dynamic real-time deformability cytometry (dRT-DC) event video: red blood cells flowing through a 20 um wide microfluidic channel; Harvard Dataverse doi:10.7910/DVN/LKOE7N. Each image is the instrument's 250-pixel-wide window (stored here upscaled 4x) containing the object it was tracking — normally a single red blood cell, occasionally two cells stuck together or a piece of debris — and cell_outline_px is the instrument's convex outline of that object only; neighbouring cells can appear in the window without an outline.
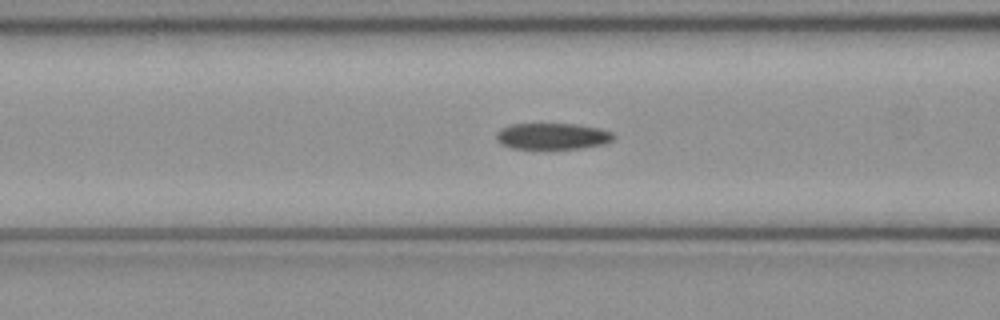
{"species": "common noctule bat (a hibernating species)", "species_latin": "Nyctalus noctula", "temperature_condition": "cold", "stored_images_in_passage": 49, "camera_frame_rate_fps": 3000, "um_per_image_px": 0.085, "animal": {"sex": "female", "body_mass_g": 21.9}, "frame": {"image": 1, "passage_image": 19, "time_ms": 6.0, "image_size_px": [1000, 320], "cell_outline_px": [[616, 136], [612, 140], [604, 144], [580, 148], [512, 148], [500, 144], [496, 140], [496, 132], [500, 128], [512, 124], [576, 124], [600, 128], [612, 132]], "centroid_in_image_um": [46.95, 11.57], "position_along_channel_um": 119.7, "area_um2": 17.98}}
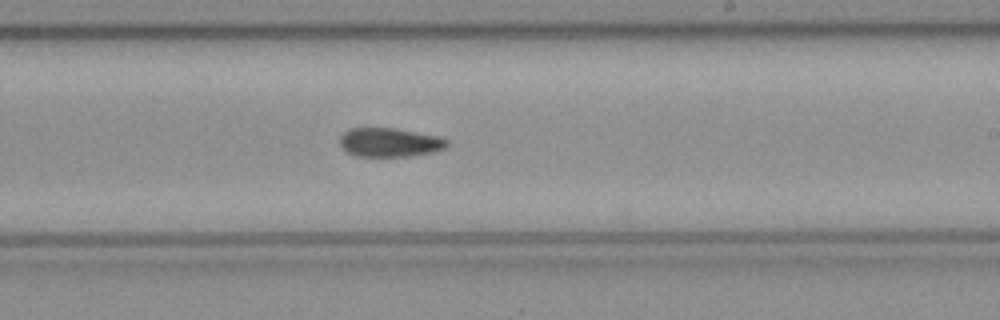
{"frame": {"image": 2, "passage_image": 29, "time_ms": 9.333, "image_size_px": [1000, 320], "cell_outline_px": [[448, 144], [444, 148], [436, 152], [408, 156], [356, 156], [344, 152], [340, 148], [340, 136], [348, 128], [396, 128], [440, 136], [448, 140]], "centroid_in_image_um": [33.1, 12.1], "position_along_channel_um": 255.9, "area_um2": 18.38}}
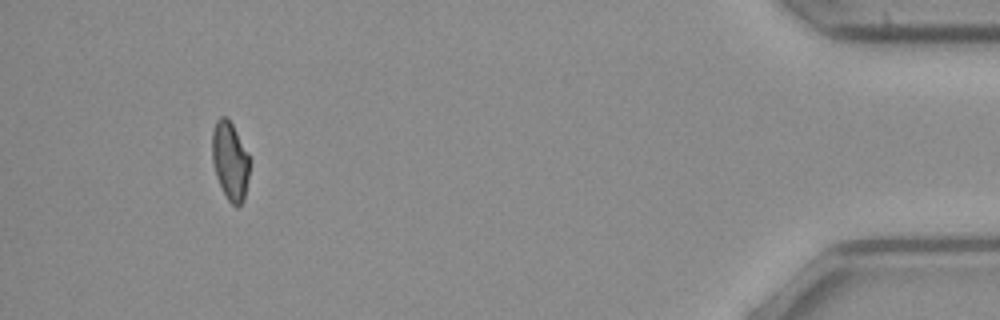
{"frame": {"image": 3, "passage_image": 46, "time_ms": 15.0, "image_size_px": [1000, 320], "cell_outline_px": [[252, 160], [244, 200], [236, 208], [228, 200], [216, 176], [212, 160], [212, 132], [216, 120], [220, 116], [224, 116], [232, 124], [248, 152]], "centroid_in_image_um": [19.58, 13.68], "position_along_channel_um": 415.6, "area_um2": 17.34}, "authors_computed_cell_mechanics": {"area_um2": 18.4382, "velocity_mm_per_s": 4.0864, "shape_relaxation_time_tau1_ms": null, "shape_relaxation_time_tau2_ms": 10.6512, "deformation_change_tau1": null, "deformation_change_tau2": 0.1703}}